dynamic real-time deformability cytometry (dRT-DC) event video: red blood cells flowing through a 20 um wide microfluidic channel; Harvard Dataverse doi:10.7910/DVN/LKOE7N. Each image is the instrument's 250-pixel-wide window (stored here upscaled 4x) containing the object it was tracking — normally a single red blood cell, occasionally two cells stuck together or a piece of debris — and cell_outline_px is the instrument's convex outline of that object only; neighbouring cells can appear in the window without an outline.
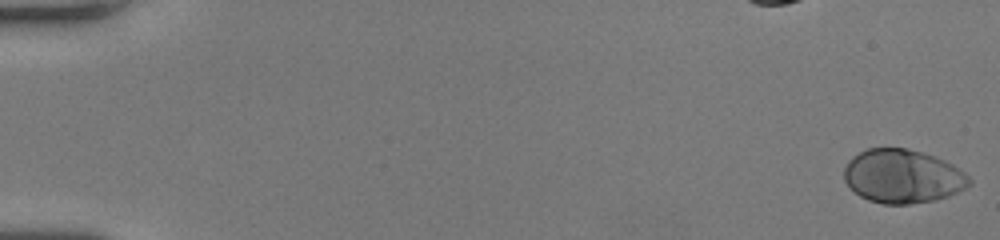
{"species": "human", "species_latin": "Homo sapiens", "temperature_condition": "room temperature", "stored_images_in_passage": 53, "camera_frame_rate_fps": 3000, "um_per_image_px": 0.085, "donor": {"sex": "female"}, "frame": {"image": 1, "passage_image": 1, "time_ms": 0.0, "image_size_px": [1000, 240], "cell_outline_px": [[972, 184], [948, 196], [936, 200], [908, 204], [884, 204], [868, 200], [860, 196], [844, 180], [844, 168], [848, 160], [852, 156], [868, 148], [908, 148], [936, 156], [952, 164], [964, 172], [972, 180]], "centroid_in_image_um": [76.73, 14.98], "position_along_channel_um": 8.3, "area_um2": 39.25}}
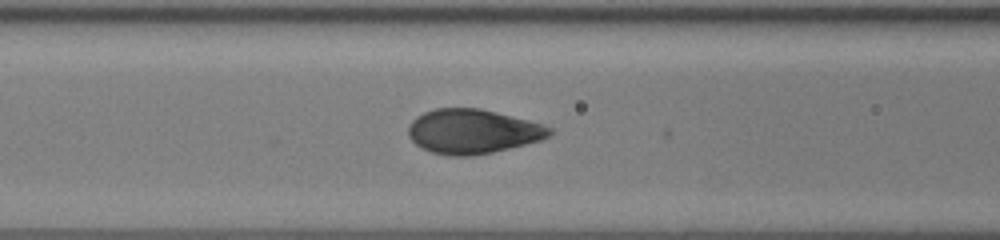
{"frame": {"image": 2, "passage_image": 24, "time_ms": 7.667, "image_size_px": [1000, 240], "cell_outline_px": [[552, 136], [540, 140], [492, 152], [472, 156], [448, 156], [432, 152], [420, 148], [408, 136], [408, 128], [412, 120], [416, 116], [424, 112], [436, 108], [480, 108], [496, 112], [540, 124], [552, 128]], "centroid_in_image_um": [40.13, 11.18], "position_along_channel_um": 126.5, "area_um2": 36.41}}
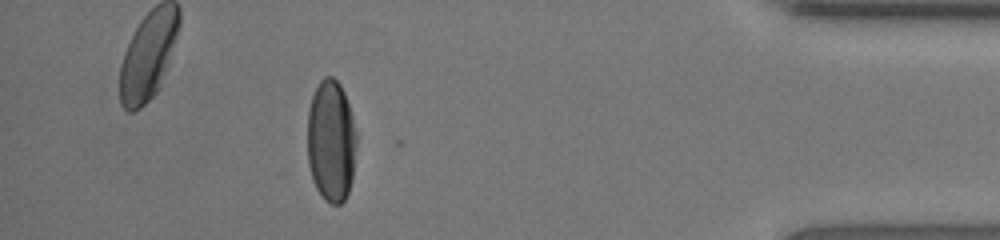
{"frame": {"image": 3, "passage_image": 48, "time_ms": 15.667, "image_size_px": [1000, 240], "cell_outline_px": [[356, 144], [352, 180], [348, 192], [344, 200], [340, 204], [332, 204], [324, 200], [316, 188], [312, 180], [308, 164], [308, 108], [312, 96], [320, 80], [324, 76], [332, 76], [340, 84], [344, 92], [352, 116], [356, 132]], "centroid_in_image_um": [28.14, 11.99], "position_along_channel_um": 407.1, "area_um2": 35.08}, "authors_computed_cell_mechanics": {"area_um2": 37.6278, "velocity_mm_per_s": 4.0483, "shape_relaxation_time_tau1_ms": 2.6397, "shape_relaxation_time_tau2_ms": null, "deformation_change_tau1": 0.1785, "deformation_change_tau2": null}}